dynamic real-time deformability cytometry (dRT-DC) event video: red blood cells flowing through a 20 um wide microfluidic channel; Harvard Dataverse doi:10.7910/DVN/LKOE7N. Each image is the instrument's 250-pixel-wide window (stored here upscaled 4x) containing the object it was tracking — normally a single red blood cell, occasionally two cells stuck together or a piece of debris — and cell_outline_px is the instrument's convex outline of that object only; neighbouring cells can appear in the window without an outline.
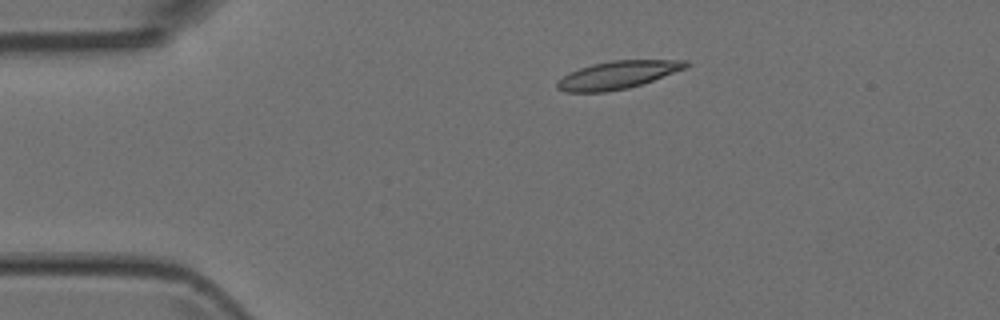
{"species": "Egyptian fruit bat (a non-hibernating species)", "species_latin": "Rousettus aegyptiacus", "temperature_condition": "room temperature", "stored_images_in_passage": 7, "camera_frame_rate_fps": 3000, "um_per_image_px": 0.085, "animal": {"sex": "female"}, "frame": {"image": 1, "passage_image": 3, "time_ms": 0.667, "image_size_px": [1000, 320], "cell_outline_px": [[692, 64], [688, 68], [628, 88], [604, 92], [564, 92], [556, 88], [556, 80], [568, 72], [592, 64], [612, 60], [688, 60]], "centroid_in_image_um": [52.49, 6.36], "position_along_channel_um": 32.5, "area_um2": 21.04}}
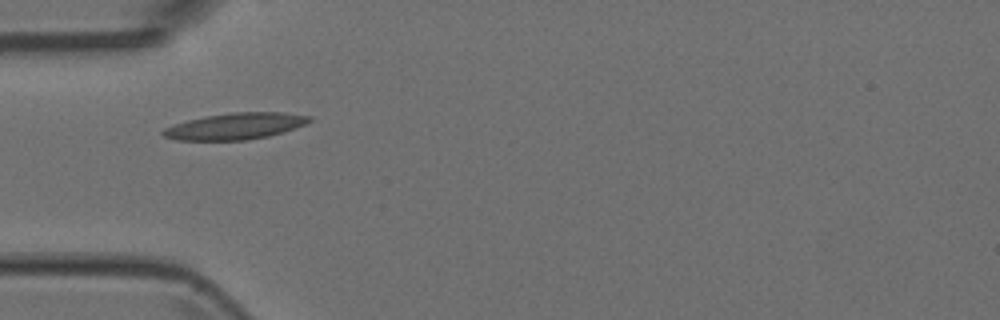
{"frame": {"image": 2, "passage_image": 5, "time_ms": 1.333, "image_size_px": [1000, 320], "cell_outline_px": [[312, 120], [296, 128], [284, 132], [268, 136], [248, 140], [176, 140], [164, 136], [160, 132], [164, 128], [188, 120], [208, 116], [232, 112], [284, 112], [308, 116]], "centroid_in_image_um": [20.01, 10.73], "position_along_channel_um": 65.0, "area_um2": 22.37}}
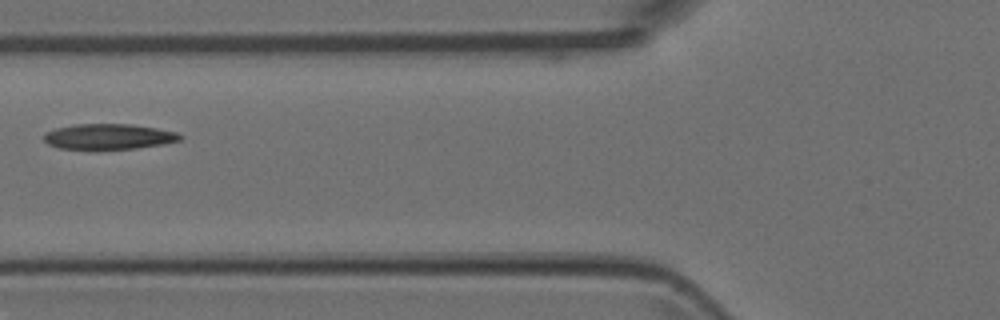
{"frame": {"image": 3, "passage_image": 6, "time_ms": 1.667, "image_size_px": [1000, 320], "cell_outline_px": [[184, 136], [180, 140], [164, 144], [136, 148], [60, 148], [48, 144], [44, 140], [44, 132], [56, 128], [76, 124], [132, 124], [156, 128], [176, 132]], "centroid_in_image_um": [9.25, 11.59], "position_along_channel_um": 116.5, "area_um2": 19.94}}